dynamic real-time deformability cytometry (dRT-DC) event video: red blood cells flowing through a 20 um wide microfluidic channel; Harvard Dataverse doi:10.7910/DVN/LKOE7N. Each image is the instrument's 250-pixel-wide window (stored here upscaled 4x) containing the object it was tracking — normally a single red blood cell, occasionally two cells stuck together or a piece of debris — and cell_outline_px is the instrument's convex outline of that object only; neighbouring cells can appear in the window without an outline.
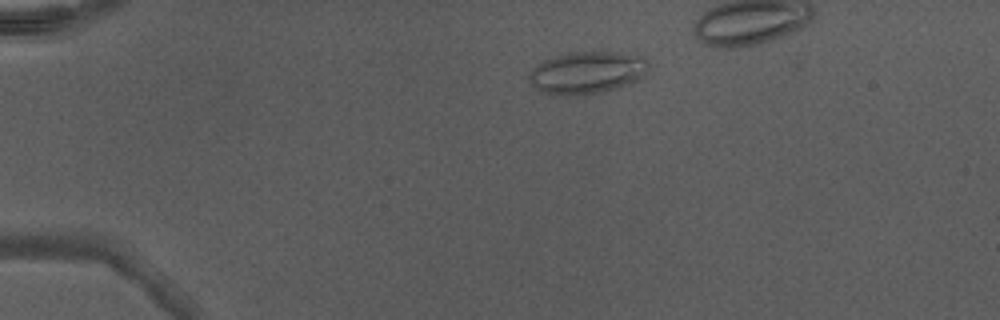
{"species": "Egyptian fruit bat (a non-hibernating species)", "species_latin": "Rousettus aegyptiacus", "temperature_condition": "warm", "stored_images_in_passage": 5, "camera_frame_rate_fps": 3000, "um_per_image_px": 0.085, "animal": {"sex": "male"}, "frame": {"image": 1, "passage_image": 1, "time_ms": 0.0, "image_size_px": [1000, 320], "cell_outline_px": [[648, 72], [644, 76], [632, 84], [600, 92], [572, 96], [552, 96], [540, 92], [528, 80], [528, 72], [536, 64], [544, 60], [568, 52], [620, 52], [644, 56], [648, 60]], "centroid_in_image_um": [49.89, 6.18], "position_along_channel_um": 35.1, "area_um2": 30.11}}